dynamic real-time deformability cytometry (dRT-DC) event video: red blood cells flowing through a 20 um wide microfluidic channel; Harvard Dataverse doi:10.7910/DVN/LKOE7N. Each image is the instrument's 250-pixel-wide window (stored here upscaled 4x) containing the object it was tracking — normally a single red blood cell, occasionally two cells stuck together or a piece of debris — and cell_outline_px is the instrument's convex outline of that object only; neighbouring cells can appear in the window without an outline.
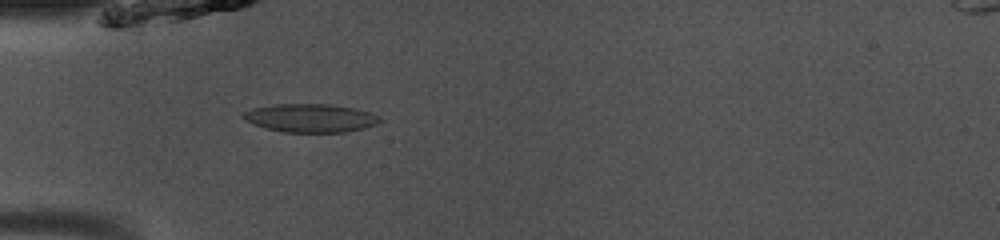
{"species": "common noctule bat (a hibernating species)", "species_latin": "Nyctalus noctula", "temperature_condition": "room temperature", "stored_images_in_passage": 48, "camera_frame_rate_fps": 3000, "um_per_image_px": 0.085, "animal": {"sex": "male", "body_mass_g": 13.0, "forearm_length_mm": 53.1}, "frame": {"image": 1, "passage_image": 14, "time_ms": 4.333, "image_size_px": [1000, 240], "cell_outline_px": [[384, 120], [376, 124], [364, 128], [344, 132], [284, 132], [264, 128], [244, 120], [240, 116], [244, 112], [252, 108], [276, 104], [328, 104], [352, 108], [372, 112], [380, 116]], "centroid_in_image_um": [26.39, 10.03], "position_along_channel_um": 58.6, "area_um2": 22.72}}
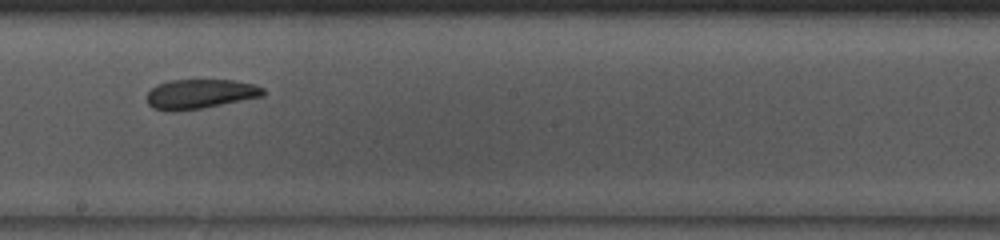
{"frame": {"image": 2, "passage_image": 27, "time_ms": 8.667, "image_size_px": [1000, 240], "cell_outline_px": [[264, 96], [200, 108], [152, 108], [148, 104], [148, 92], [156, 84], [172, 80], [232, 80], [256, 84], [264, 88]], "centroid_in_image_um": [17.08, 7.93], "position_along_channel_um": 231.1, "area_um2": 19.25}}
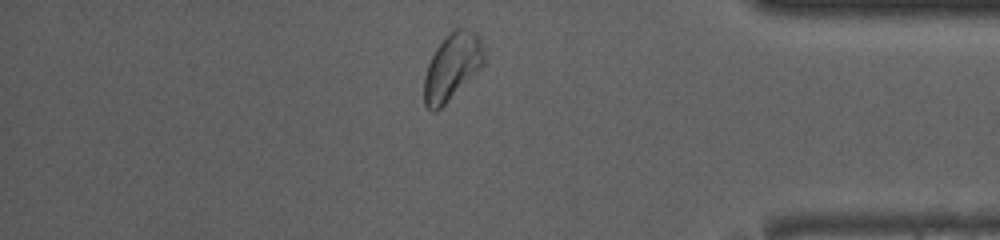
{"frame": {"image": 3, "passage_image": 41, "time_ms": 13.333, "image_size_px": [1000, 240], "cell_outline_px": [[484, 64], [436, 112], [432, 112], [424, 104], [424, 76], [428, 64], [436, 48], [448, 32], [456, 28], [464, 28], [476, 32], [484, 44]], "centroid_in_image_um": [38.43, 5.63], "position_along_channel_um": 396.8, "area_um2": 23.12}, "authors_computed_cell_mechanics": {"area_um2": 21.8195, "velocity_mm_per_s": 4.0419, "shape_relaxation_time_tau1_ms": 2.7296, "shape_relaxation_time_tau2_ms": 5.7137, "deformation_change_tau1": 0.108, "deformation_change_tau2": 0.101}}